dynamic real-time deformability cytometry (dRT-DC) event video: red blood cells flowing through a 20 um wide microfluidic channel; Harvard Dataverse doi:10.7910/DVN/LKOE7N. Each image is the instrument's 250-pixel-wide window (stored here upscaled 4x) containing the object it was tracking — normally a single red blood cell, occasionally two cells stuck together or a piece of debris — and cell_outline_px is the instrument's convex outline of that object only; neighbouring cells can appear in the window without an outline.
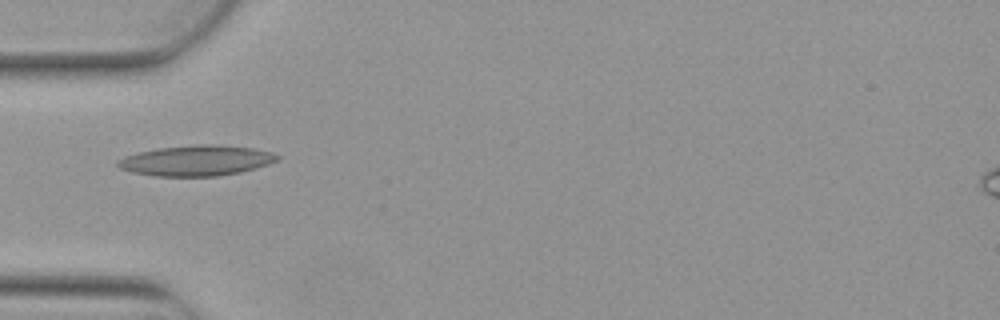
{"species": "Egyptian fruit bat (a non-hibernating species)", "species_latin": "Rousettus aegyptiacus", "temperature_condition": "warm", "stored_images_in_passage": 1, "camera_frame_rate_fps": 3000, "um_per_image_px": 0.085, "animal": {"sex": "female"}, "frame": {"image": 1, "passage_image": 1, "time_ms": 0.0, "image_size_px": [1000, 320], "cell_outline_px": [[280, 160], [256, 168], [240, 172], [216, 176], [156, 176], [132, 172], [120, 168], [116, 164], [116, 160], [124, 156], [136, 152], [160, 148], [196, 144], [212, 144], [252, 148], [272, 152], [280, 156]], "centroid_in_image_um": [16.68, 13.64], "position_along_channel_um": 68.3, "area_um2": 28.38}}